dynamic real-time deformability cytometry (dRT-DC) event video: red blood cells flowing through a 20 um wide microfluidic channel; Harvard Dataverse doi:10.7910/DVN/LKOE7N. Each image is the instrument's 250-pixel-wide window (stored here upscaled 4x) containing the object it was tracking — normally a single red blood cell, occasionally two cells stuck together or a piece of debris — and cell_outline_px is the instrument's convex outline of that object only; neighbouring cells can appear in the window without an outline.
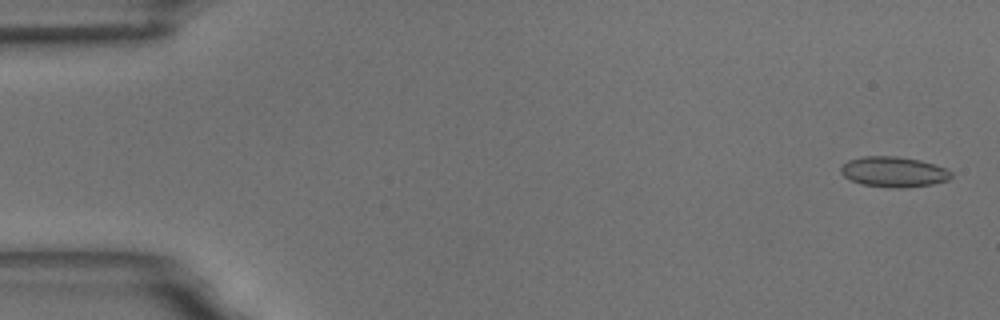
{"species": "common noctule bat (a hibernating species)", "species_latin": "Nyctalus noctula", "temperature_condition": "room temperature", "stored_images_in_passage": 6, "camera_frame_rate_fps": 3000, "um_per_image_px": 0.085, "animal": {"sex": "male", "body_mass_g": 18.8}, "frame": {"image": 1, "passage_image": 1, "time_ms": 0.0, "image_size_px": [1000, 320], "cell_outline_px": [[952, 176], [948, 180], [932, 184], [864, 184], [852, 180], [844, 176], [840, 172], [840, 168], [848, 160], [864, 156], [896, 156], [920, 160], [944, 168], [952, 172]], "centroid_in_image_um": [75.94, 14.53], "position_along_channel_um": 9.1, "area_um2": 18.21}}
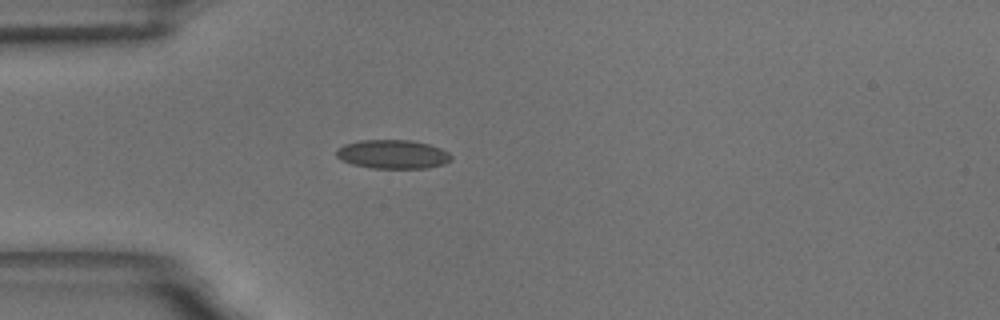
{"frame": {"image": 2, "passage_image": 5, "time_ms": 4.667, "image_size_px": [1000, 320], "cell_outline_px": [[452, 160], [444, 164], [428, 168], [372, 168], [352, 164], [336, 156], [336, 148], [344, 144], [360, 140], [412, 140], [428, 144], [440, 148], [448, 152], [452, 156]], "centroid_in_image_um": [33.39, 13.11], "position_along_channel_um": 51.6, "area_um2": 19.36}}